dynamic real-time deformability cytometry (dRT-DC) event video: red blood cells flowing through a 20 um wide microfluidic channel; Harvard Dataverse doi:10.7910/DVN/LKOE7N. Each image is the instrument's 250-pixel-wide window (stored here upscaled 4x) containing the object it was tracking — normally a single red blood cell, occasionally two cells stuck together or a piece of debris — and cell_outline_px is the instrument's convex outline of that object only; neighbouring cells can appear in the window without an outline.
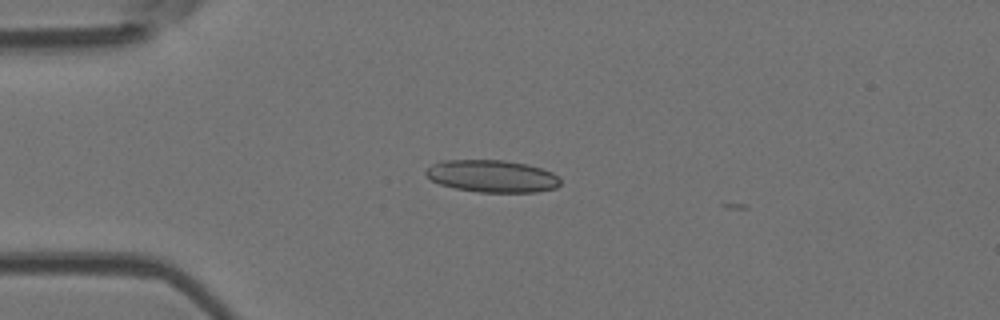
{"species": "Egyptian fruit bat (a non-hibernating species)", "species_latin": "Rousettus aegyptiacus", "temperature_condition": "room temperature", "stored_images_in_passage": 36, "camera_frame_rate_fps": 3000, "um_per_image_px": 0.085, "animal": {"sex": "female"}, "frame": {"image": 1, "passage_image": 2, "time_ms": 0.333, "image_size_px": [1000, 320], "cell_outline_px": [[560, 184], [556, 188], [536, 192], [480, 192], [456, 188], [440, 184], [432, 180], [424, 172], [432, 164], [440, 160], [504, 160], [528, 164], [552, 172], [560, 176]], "centroid_in_image_um": [41.85, 14.97], "position_along_channel_um": 43.1, "area_um2": 25.32}}
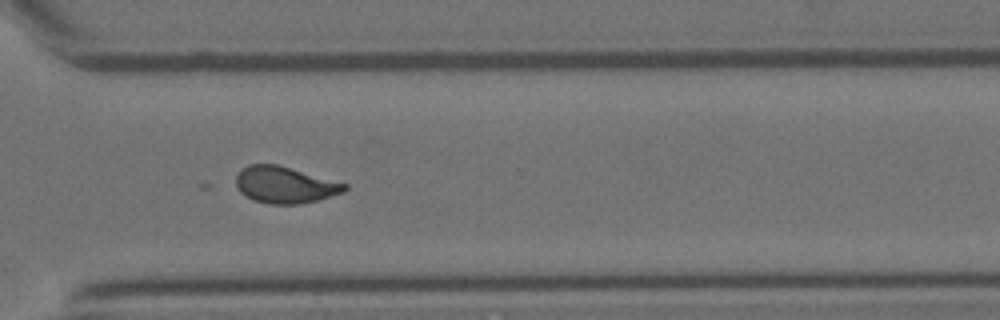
{"frame": {"image": 2, "passage_image": 27, "time_ms": 8.667, "image_size_px": [1000, 320], "cell_outline_px": [[348, 188], [344, 192], [316, 200], [300, 204], [268, 204], [252, 200], [240, 192], [236, 188], [236, 176], [248, 164], [276, 164], [348, 184]], "centroid_in_image_um": [24.2, 15.72], "position_along_channel_um": 346.4, "area_um2": 23.06}}
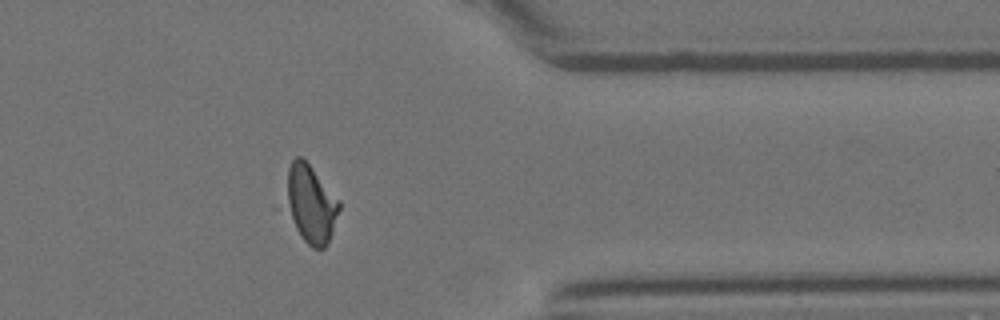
{"frame": {"image": 3, "passage_image": 31, "time_ms": 10.0, "image_size_px": [1000, 320], "cell_outline_px": [[340, 208], [328, 244], [324, 248], [312, 248], [304, 240], [296, 228], [284, 208], [288, 168], [292, 160], [296, 156], [300, 156], [312, 168], [340, 200]], "centroid_in_image_um": [26.39, 17.34], "position_along_channel_um": 385.0, "area_um2": 24.22}}